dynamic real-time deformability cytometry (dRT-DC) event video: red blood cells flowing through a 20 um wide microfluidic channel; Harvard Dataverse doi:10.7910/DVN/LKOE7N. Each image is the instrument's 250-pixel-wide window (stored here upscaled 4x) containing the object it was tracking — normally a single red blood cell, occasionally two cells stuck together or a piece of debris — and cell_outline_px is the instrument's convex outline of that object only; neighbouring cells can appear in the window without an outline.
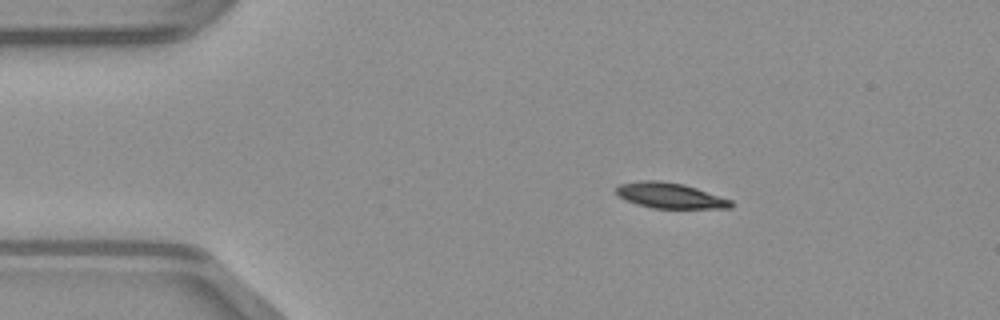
{"species": "common noctule bat (a hibernating species)", "species_latin": "Nyctalus noctula", "temperature_condition": "warm", "stored_images_in_passage": 42, "camera_frame_rate_fps": 3000, "um_per_image_px": 0.085, "animal": {"sex": "male", "body_mass_g": 23.1, "forearm_length_mm": 52.7}, "frame": {"image": 1, "passage_image": 1, "time_ms": 0.0, "image_size_px": [1000, 320], "cell_outline_px": [[732, 208], [652, 208], [636, 204], [620, 196], [616, 192], [616, 188], [620, 184], [640, 180], [660, 180], [684, 184], [732, 200]], "centroid_in_image_um": [56.95, 16.61], "position_along_channel_um": 28.0, "area_um2": 16.94}}
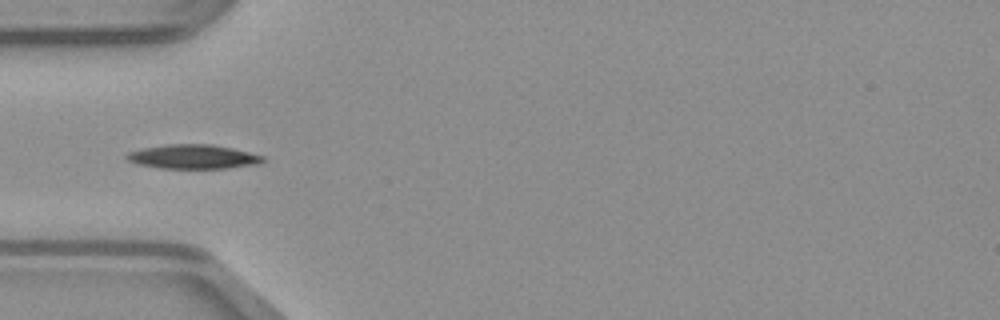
{"frame": {"image": 2, "passage_image": 8, "time_ms": 2.333, "image_size_px": [1000, 320], "cell_outline_px": [[264, 160], [260, 164], [224, 168], [160, 168], [136, 164], [128, 160], [124, 156], [128, 152], [144, 148], [168, 144], [212, 144], [232, 148], [264, 156]], "centroid_in_image_um": [16.4, 13.32], "position_along_channel_um": 68.6, "area_um2": 19.13}}
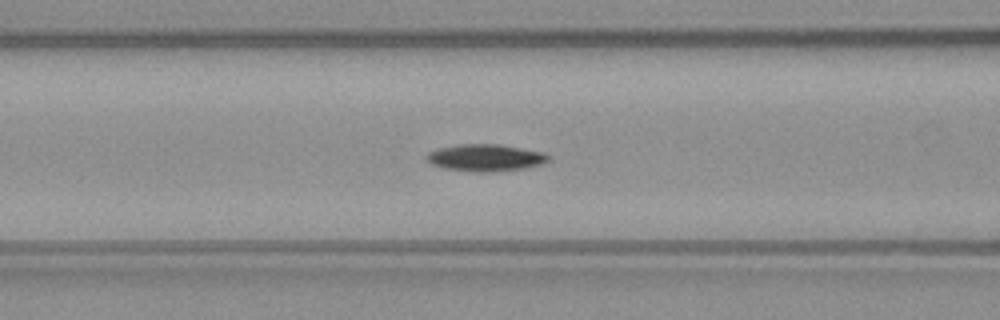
{"frame": {"image": 3, "passage_image": 12, "time_ms": 3.667, "image_size_px": [1000, 320], "cell_outline_px": [[552, 156], [544, 164], [524, 168], [492, 172], [472, 172], [444, 168], [432, 164], [424, 156], [428, 152], [440, 148], [460, 144], [500, 144], [544, 152]], "centroid_in_image_um": [41.3, 13.41], "position_along_channel_um": 125.3, "area_um2": 19.31}}